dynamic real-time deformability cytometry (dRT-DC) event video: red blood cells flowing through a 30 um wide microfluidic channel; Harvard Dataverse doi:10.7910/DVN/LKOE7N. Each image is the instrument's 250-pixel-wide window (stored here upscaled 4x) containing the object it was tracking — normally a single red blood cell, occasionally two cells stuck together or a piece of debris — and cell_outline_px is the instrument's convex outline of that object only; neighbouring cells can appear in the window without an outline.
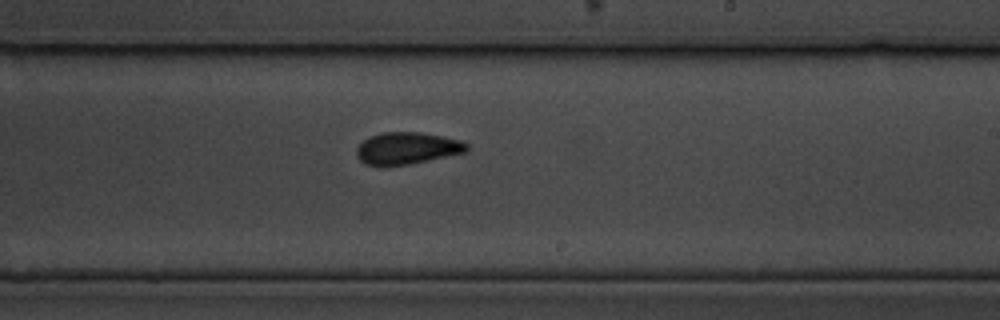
{"species": "common noctule bat (a hibernating species)", "species_latin": "Nyctalus noctula", "temperature_condition": "cold", "stored_images_in_passage": 10, "camera_frame_rate_fps": 3000, "um_per_image_px": 0.085, "animal": {"sex": "male", "body_mass_g": 19.5, "forearm_length_mm": 54.6}, "frame": {"image": 1, "passage_image": 10, "time_ms": 11.333, "image_size_px": [1000, 320], "cell_outline_px": [[468, 152], [408, 164], [384, 168], [380, 168], [364, 164], [356, 156], [356, 148], [368, 136], [380, 132], [420, 132], [444, 136], [464, 140], [468, 144]], "centroid_in_image_um": [34.58, 12.62], "position_along_channel_um": 254.4, "area_um2": 21.21}}